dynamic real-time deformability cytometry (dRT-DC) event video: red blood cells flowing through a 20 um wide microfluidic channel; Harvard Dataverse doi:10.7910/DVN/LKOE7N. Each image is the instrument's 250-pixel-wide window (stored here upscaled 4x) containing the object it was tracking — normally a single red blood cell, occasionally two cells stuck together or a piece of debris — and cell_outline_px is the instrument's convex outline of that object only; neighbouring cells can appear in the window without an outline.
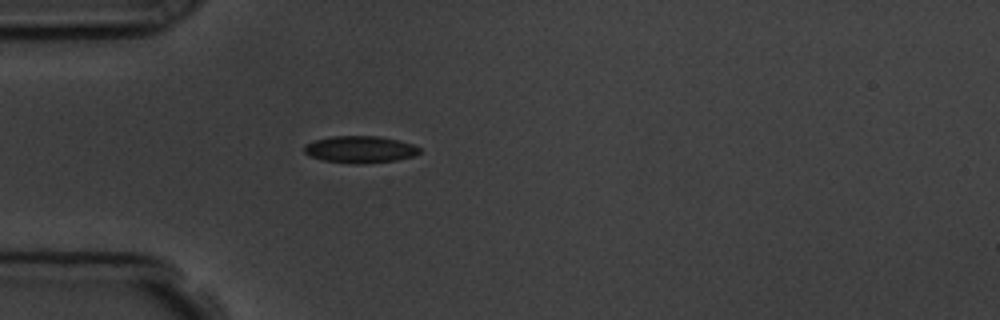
{"species": "common noctule bat (a hibernating species)", "species_latin": "Nyctalus noctula", "temperature_condition": "room temperature", "stored_images_in_passage": 1, "camera_frame_rate_fps": 3000, "um_per_image_px": 0.085, "animal": {"sex": "male", "body_mass_g": 19.5, "forearm_length_mm": 54.6}, "frame": {"image": 1, "passage_image": 1, "time_ms": 0.0, "image_size_px": [1000, 320], "cell_outline_px": [[420, 152], [416, 156], [396, 160], [360, 164], [352, 164], [320, 160], [304, 152], [304, 144], [312, 140], [332, 136], [380, 136], [412, 144], [420, 148]], "centroid_in_image_um": [30.58, 12.7], "position_along_channel_um": 54.4, "area_um2": 18.26}}